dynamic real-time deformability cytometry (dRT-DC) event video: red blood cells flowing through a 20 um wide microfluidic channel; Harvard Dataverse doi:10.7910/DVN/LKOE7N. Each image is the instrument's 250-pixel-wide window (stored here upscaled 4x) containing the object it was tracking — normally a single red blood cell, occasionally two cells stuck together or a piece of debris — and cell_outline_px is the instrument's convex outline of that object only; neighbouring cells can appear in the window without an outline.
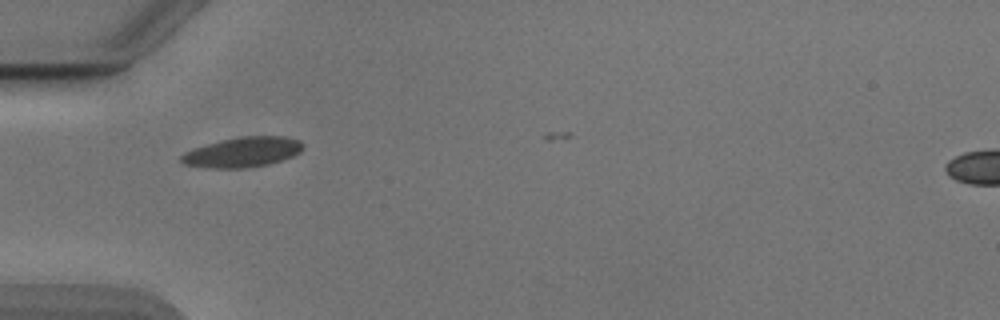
{"species": "Egyptian fruit bat (a non-hibernating species)", "species_latin": "Rousettus aegyptiacus", "temperature_condition": "cold", "stored_images_in_passage": 9, "camera_frame_rate_fps": 3000, "um_per_image_px": 0.085, "animal": {"sex": "male"}, "frame": {"image": 1, "passage_image": 2, "time_ms": 0.333, "image_size_px": [1000, 320], "cell_outline_px": [[304, 148], [300, 152], [292, 156], [268, 164], [244, 168], [204, 168], [184, 164], [180, 160], [180, 156], [184, 152], [220, 140], [244, 136], [284, 136], [300, 140], [304, 144]], "centroid_in_image_um": [20.63, 12.93], "position_along_channel_um": 64.4, "area_um2": 21.27}}
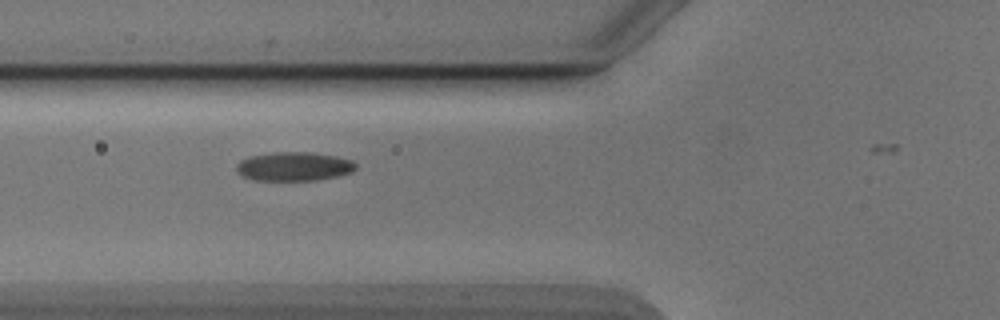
{"frame": {"image": 2, "passage_image": 5, "time_ms": 1.333, "image_size_px": [1000, 320], "cell_outline_px": [[356, 168], [352, 172], [336, 176], [316, 180], [252, 180], [236, 172], [236, 164], [240, 160], [252, 156], [276, 152], [312, 152], [336, 156], [352, 160], [356, 164]], "centroid_in_image_um": [24.99, 14.14], "position_along_channel_um": 100.8, "area_um2": 20.06}}
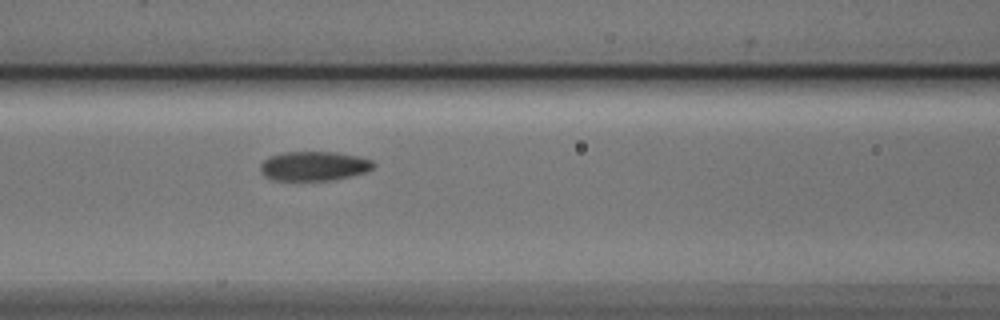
{"frame": {"image": 3, "passage_image": 8, "time_ms": 2.333, "image_size_px": [1000, 320], "cell_outline_px": [[376, 164], [368, 172], [332, 180], [272, 180], [264, 176], [260, 168], [260, 164], [268, 156], [284, 152], [336, 152], [356, 156], [372, 160]], "centroid_in_image_um": [26.68, 14.11], "position_along_channel_um": 139.9, "area_um2": 19.42}}